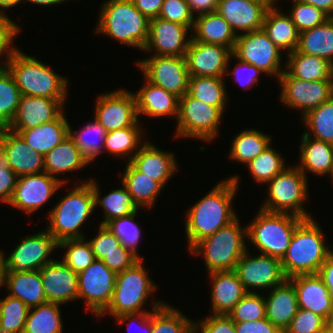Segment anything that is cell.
Instances as JSON below:
<instances>
[{
	"label": "cell",
	"instance_id": "cell-1",
	"mask_svg": "<svg viewBox=\"0 0 333 333\" xmlns=\"http://www.w3.org/2000/svg\"><path fill=\"white\" fill-rule=\"evenodd\" d=\"M238 178L239 175H233L221 180L205 196L187 209L184 225L188 250L238 216L232 207V201L239 189L238 185H240Z\"/></svg>",
	"mask_w": 333,
	"mask_h": 333
},
{
	"label": "cell",
	"instance_id": "cell-2",
	"mask_svg": "<svg viewBox=\"0 0 333 333\" xmlns=\"http://www.w3.org/2000/svg\"><path fill=\"white\" fill-rule=\"evenodd\" d=\"M315 219H303L296 227L281 259L287 279L297 275L317 274L324 261L332 254L325 242V234Z\"/></svg>",
	"mask_w": 333,
	"mask_h": 333
},
{
	"label": "cell",
	"instance_id": "cell-3",
	"mask_svg": "<svg viewBox=\"0 0 333 333\" xmlns=\"http://www.w3.org/2000/svg\"><path fill=\"white\" fill-rule=\"evenodd\" d=\"M21 95L67 99L68 79L52 67L17 49L5 64Z\"/></svg>",
	"mask_w": 333,
	"mask_h": 333
},
{
	"label": "cell",
	"instance_id": "cell-4",
	"mask_svg": "<svg viewBox=\"0 0 333 333\" xmlns=\"http://www.w3.org/2000/svg\"><path fill=\"white\" fill-rule=\"evenodd\" d=\"M100 8L94 32L143 51L148 41L150 19L131 0H106Z\"/></svg>",
	"mask_w": 333,
	"mask_h": 333
},
{
	"label": "cell",
	"instance_id": "cell-5",
	"mask_svg": "<svg viewBox=\"0 0 333 333\" xmlns=\"http://www.w3.org/2000/svg\"><path fill=\"white\" fill-rule=\"evenodd\" d=\"M89 180L79 181L75 188L68 191L65 197L46 215L49 225L45 229L59 243L69 239L86 238L80 231L81 226L94 212L95 198Z\"/></svg>",
	"mask_w": 333,
	"mask_h": 333
},
{
	"label": "cell",
	"instance_id": "cell-6",
	"mask_svg": "<svg viewBox=\"0 0 333 333\" xmlns=\"http://www.w3.org/2000/svg\"><path fill=\"white\" fill-rule=\"evenodd\" d=\"M237 216L232 222L217 230L198 243L189 251L193 255H200L208 273L215 271H232L237 262L248 250L245 238L247 239V228H242Z\"/></svg>",
	"mask_w": 333,
	"mask_h": 333
},
{
	"label": "cell",
	"instance_id": "cell-7",
	"mask_svg": "<svg viewBox=\"0 0 333 333\" xmlns=\"http://www.w3.org/2000/svg\"><path fill=\"white\" fill-rule=\"evenodd\" d=\"M302 220L297 215L268 212L260 208L252 221L246 224L247 239L261 254L282 259Z\"/></svg>",
	"mask_w": 333,
	"mask_h": 333
},
{
	"label": "cell",
	"instance_id": "cell-8",
	"mask_svg": "<svg viewBox=\"0 0 333 333\" xmlns=\"http://www.w3.org/2000/svg\"><path fill=\"white\" fill-rule=\"evenodd\" d=\"M143 260L139 259L131 267L117 273L111 302L102 316L109 313L115 318L122 314L151 312L142 308L157 286L148 276Z\"/></svg>",
	"mask_w": 333,
	"mask_h": 333
},
{
	"label": "cell",
	"instance_id": "cell-9",
	"mask_svg": "<svg viewBox=\"0 0 333 333\" xmlns=\"http://www.w3.org/2000/svg\"><path fill=\"white\" fill-rule=\"evenodd\" d=\"M267 196L261 209L268 212L289 213L303 219L312 216L305 210L308 200V180L297 166L286 167L266 183Z\"/></svg>",
	"mask_w": 333,
	"mask_h": 333
},
{
	"label": "cell",
	"instance_id": "cell-10",
	"mask_svg": "<svg viewBox=\"0 0 333 333\" xmlns=\"http://www.w3.org/2000/svg\"><path fill=\"white\" fill-rule=\"evenodd\" d=\"M223 113L216 107L192 97L188 92L179 99L174 137L213 141L218 136Z\"/></svg>",
	"mask_w": 333,
	"mask_h": 333
},
{
	"label": "cell",
	"instance_id": "cell-11",
	"mask_svg": "<svg viewBox=\"0 0 333 333\" xmlns=\"http://www.w3.org/2000/svg\"><path fill=\"white\" fill-rule=\"evenodd\" d=\"M281 52L261 29L239 34L232 50V57L254 65L264 74L278 79L285 70L281 67Z\"/></svg>",
	"mask_w": 333,
	"mask_h": 333
},
{
	"label": "cell",
	"instance_id": "cell-12",
	"mask_svg": "<svg viewBox=\"0 0 333 333\" xmlns=\"http://www.w3.org/2000/svg\"><path fill=\"white\" fill-rule=\"evenodd\" d=\"M277 81L281 86L279 100L283 106L299 110L301 117L333 97V79L305 81L284 70Z\"/></svg>",
	"mask_w": 333,
	"mask_h": 333
},
{
	"label": "cell",
	"instance_id": "cell-13",
	"mask_svg": "<svg viewBox=\"0 0 333 333\" xmlns=\"http://www.w3.org/2000/svg\"><path fill=\"white\" fill-rule=\"evenodd\" d=\"M116 277L117 273L97 259L78 273V300H84L86 310H90L96 317H101L110 304Z\"/></svg>",
	"mask_w": 333,
	"mask_h": 333
},
{
	"label": "cell",
	"instance_id": "cell-14",
	"mask_svg": "<svg viewBox=\"0 0 333 333\" xmlns=\"http://www.w3.org/2000/svg\"><path fill=\"white\" fill-rule=\"evenodd\" d=\"M144 78L179 99L188 92L189 73L185 56L151 55L136 62Z\"/></svg>",
	"mask_w": 333,
	"mask_h": 333
},
{
	"label": "cell",
	"instance_id": "cell-15",
	"mask_svg": "<svg viewBox=\"0 0 333 333\" xmlns=\"http://www.w3.org/2000/svg\"><path fill=\"white\" fill-rule=\"evenodd\" d=\"M14 250L5 257V271H35L42 269L48 263L54 261L51 253L58 249L56 239L44 228V230L20 238Z\"/></svg>",
	"mask_w": 333,
	"mask_h": 333
},
{
	"label": "cell",
	"instance_id": "cell-16",
	"mask_svg": "<svg viewBox=\"0 0 333 333\" xmlns=\"http://www.w3.org/2000/svg\"><path fill=\"white\" fill-rule=\"evenodd\" d=\"M95 102L93 119L99 122L107 133L126 127H141L134 92L122 88L113 90L98 96Z\"/></svg>",
	"mask_w": 333,
	"mask_h": 333
},
{
	"label": "cell",
	"instance_id": "cell-17",
	"mask_svg": "<svg viewBox=\"0 0 333 333\" xmlns=\"http://www.w3.org/2000/svg\"><path fill=\"white\" fill-rule=\"evenodd\" d=\"M251 256L248 249L234 269L247 292L271 290L287 279L282 270L281 259L266 254Z\"/></svg>",
	"mask_w": 333,
	"mask_h": 333
},
{
	"label": "cell",
	"instance_id": "cell-18",
	"mask_svg": "<svg viewBox=\"0 0 333 333\" xmlns=\"http://www.w3.org/2000/svg\"><path fill=\"white\" fill-rule=\"evenodd\" d=\"M64 184L47 172L19 176L8 205L27 214L38 211Z\"/></svg>",
	"mask_w": 333,
	"mask_h": 333
},
{
	"label": "cell",
	"instance_id": "cell-19",
	"mask_svg": "<svg viewBox=\"0 0 333 333\" xmlns=\"http://www.w3.org/2000/svg\"><path fill=\"white\" fill-rule=\"evenodd\" d=\"M189 27L159 17L149 20V36L143 51L152 55L185 56L191 42ZM190 34V37L186 38ZM154 50V51H153Z\"/></svg>",
	"mask_w": 333,
	"mask_h": 333
},
{
	"label": "cell",
	"instance_id": "cell-20",
	"mask_svg": "<svg viewBox=\"0 0 333 333\" xmlns=\"http://www.w3.org/2000/svg\"><path fill=\"white\" fill-rule=\"evenodd\" d=\"M277 0H219L217 12L229 23L235 34L263 28L265 15ZM239 30V31H238Z\"/></svg>",
	"mask_w": 333,
	"mask_h": 333
},
{
	"label": "cell",
	"instance_id": "cell-21",
	"mask_svg": "<svg viewBox=\"0 0 333 333\" xmlns=\"http://www.w3.org/2000/svg\"><path fill=\"white\" fill-rule=\"evenodd\" d=\"M232 51L218 44H207L191 39L185 53L189 76L224 77L230 65Z\"/></svg>",
	"mask_w": 333,
	"mask_h": 333
},
{
	"label": "cell",
	"instance_id": "cell-22",
	"mask_svg": "<svg viewBox=\"0 0 333 333\" xmlns=\"http://www.w3.org/2000/svg\"><path fill=\"white\" fill-rule=\"evenodd\" d=\"M66 101L21 95L15 117L6 128L18 133L51 122L64 111Z\"/></svg>",
	"mask_w": 333,
	"mask_h": 333
},
{
	"label": "cell",
	"instance_id": "cell-23",
	"mask_svg": "<svg viewBox=\"0 0 333 333\" xmlns=\"http://www.w3.org/2000/svg\"><path fill=\"white\" fill-rule=\"evenodd\" d=\"M47 302L65 304L78 300V273L62 260H54L40 269Z\"/></svg>",
	"mask_w": 333,
	"mask_h": 333
},
{
	"label": "cell",
	"instance_id": "cell-24",
	"mask_svg": "<svg viewBox=\"0 0 333 333\" xmlns=\"http://www.w3.org/2000/svg\"><path fill=\"white\" fill-rule=\"evenodd\" d=\"M0 144L6 150L10 168L18 177L45 172L44 156L29 147L18 133L0 128Z\"/></svg>",
	"mask_w": 333,
	"mask_h": 333
},
{
	"label": "cell",
	"instance_id": "cell-25",
	"mask_svg": "<svg viewBox=\"0 0 333 333\" xmlns=\"http://www.w3.org/2000/svg\"><path fill=\"white\" fill-rule=\"evenodd\" d=\"M137 171L157 181L163 187L178 172L177 160L172 152H165L145 141L129 162ZM177 171V172H176Z\"/></svg>",
	"mask_w": 333,
	"mask_h": 333
},
{
	"label": "cell",
	"instance_id": "cell-26",
	"mask_svg": "<svg viewBox=\"0 0 333 333\" xmlns=\"http://www.w3.org/2000/svg\"><path fill=\"white\" fill-rule=\"evenodd\" d=\"M289 280L295 287L299 308L312 311L326 321L333 315V301L317 274L297 275Z\"/></svg>",
	"mask_w": 333,
	"mask_h": 333
},
{
	"label": "cell",
	"instance_id": "cell-27",
	"mask_svg": "<svg viewBox=\"0 0 333 333\" xmlns=\"http://www.w3.org/2000/svg\"><path fill=\"white\" fill-rule=\"evenodd\" d=\"M211 308L214 315H227L247 293L234 270L209 273Z\"/></svg>",
	"mask_w": 333,
	"mask_h": 333
},
{
	"label": "cell",
	"instance_id": "cell-28",
	"mask_svg": "<svg viewBox=\"0 0 333 333\" xmlns=\"http://www.w3.org/2000/svg\"><path fill=\"white\" fill-rule=\"evenodd\" d=\"M134 95L138 118L140 115L155 119L171 116L177 120L179 98L174 94L152 84L145 78L144 85Z\"/></svg>",
	"mask_w": 333,
	"mask_h": 333
},
{
	"label": "cell",
	"instance_id": "cell-29",
	"mask_svg": "<svg viewBox=\"0 0 333 333\" xmlns=\"http://www.w3.org/2000/svg\"><path fill=\"white\" fill-rule=\"evenodd\" d=\"M264 300L266 318L284 332L299 309L293 283L286 279L269 290L268 297L264 296Z\"/></svg>",
	"mask_w": 333,
	"mask_h": 333
},
{
	"label": "cell",
	"instance_id": "cell-30",
	"mask_svg": "<svg viewBox=\"0 0 333 333\" xmlns=\"http://www.w3.org/2000/svg\"><path fill=\"white\" fill-rule=\"evenodd\" d=\"M191 31L192 40L222 45L231 51L237 39L234 30L217 11L195 17Z\"/></svg>",
	"mask_w": 333,
	"mask_h": 333
},
{
	"label": "cell",
	"instance_id": "cell-31",
	"mask_svg": "<svg viewBox=\"0 0 333 333\" xmlns=\"http://www.w3.org/2000/svg\"><path fill=\"white\" fill-rule=\"evenodd\" d=\"M4 286L9 296L20 299L28 308L47 303L40 270L5 271Z\"/></svg>",
	"mask_w": 333,
	"mask_h": 333
},
{
	"label": "cell",
	"instance_id": "cell-32",
	"mask_svg": "<svg viewBox=\"0 0 333 333\" xmlns=\"http://www.w3.org/2000/svg\"><path fill=\"white\" fill-rule=\"evenodd\" d=\"M299 164L296 166L307 177L311 172L315 176H327L333 161V144L323 142L302 134L300 140Z\"/></svg>",
	"mask_w": 333,
	"mask_h": 333
},
{
	"label": "cell",
	"instance_id": "cell-33",
	"mask_svg": "<svg viewBox=\"0 0 333 333\" xmlns=\"http://www.w3.org/2000/svg\"><path fill=\"white\" fill-rule=\"evenodd\" d=\"M62 112L55 120L21 130L18 134L36 152L45 156L69 136V122Z\"/></svg>",
	"mask_w": 333,
	"mask_h": 333
},
{
	"label": "cell",
	"instance_id": "cell-34",
	"mask_svg": "<svg viewBox=\"0 0 333 333\" xmlns=\"http://www.w3.org/2000/svg\"><path fill=\"white\" fill-rule=\"evenodd\" d=\"M89 165L88 161L82 156L80 149L74 140L68 136L60 144L55 146L44 156V168L50 176L59 179L64 185L67 180L58 178L56 175L81 170Z\"/></svg>",
	"mask_w": 333,
	"mask_h": 333
},
{
	"label": "cell",
	"instance_id": "cell-35",
	"mask_svg": "<svg viewBox=\"0 0 333 333\" xmlns=\"http://www.w3.org/2000/svg\"><path fill=\"white\" fill-rule=\"evenodd\" d=\"M275 4L268 9L262 29L281 51L290 54L298 47L300 32L290 16L281 12Z\"/></svg>",
	"mask_w": 333,
	"mask_h": 333
},
{
	"label": "cell",
	"instance_id": "cell-36",
	"mask_svg": "<svg viewBox=\"0 0 333 333\" xmlns=\"http://www.w3.org/2000/svg\"><path fill=\"white\" fill-rule=\"evenodd\" d=\"M285 70L297 79L316 81L333 79V64L318 56L299 52L297 49L287 55Z\"/></svg>",
	"mask_w": 333,
	"mask_h": 333
},
{
	"label": "cell",
	"instance_id": "cell-37",
	"mask_svg": "<svg viewBox=\"0 0 333 333\" xmlns=\"http://www.w3.org/2000/svg\"><path fill=\"white\" fill-rule=\"evenodd\" d=\"M120 181L126 186L134 203L140 209H150L156 203L158 195L164 188L160 183L137 171L127 162Z\"/></svg>",
	"mask_w": 333,
	"mask_h": 333
},
{
	"label": "cell",
	"instance_id": "cell-38",
	"mask_svg": "<svg viewBox=\"0 0 333 333\" xmlns=\"http://www.w3.org/2000/svg\"><path fill=\"white\" fill-rule=\"evenodd\" d=\"M94 193L95 207L98 205L103 208L104 220L101 225H106L110 220L129 215L140 210L134 203L132 196L129 194L126 186L121 182L122 188L114 189L110 193L101 197L99 184L94 179L88 181Z\"/></svg>",
	"mask_w": 333,
	"mask_h": 333
},
{
	"label": "cell",
	"instance_id": "cell-39",
	"mask_svg": "<svg viewBox=\"0 0 333 333\" xmlns=\"http://www.w3.org/2000/svg\"><path fill=\"white\" fill-rule=\"evenodd\" d=\"M272 136L260 130L244 129L234 136L228 158L247 166L271 145Z\"/></svg>",
	"mask_w": 333,
	"mask_h": 333
},
{
	"label": "cell",
	"instance_id": "cell-40",
	"mask_svg": "<svg viewBox=\"0 0 333 333\" xmlns=\"http://www.w3.org/2000/svg\"><path fill=\"white\" fill-rule=\"evenodd\" d=\"M152 333H193L194 321L169 303L151 301Z\"/></svg>",
	"mask_w": 333,
	"mask_h": 333
},
{
	"label": "cell",
	"instance_id": "cell-41",
	"mask_svg": "<svg viewBox=\"0 0 333 333\" xmlns=\"http://www.w3.org/2000/svg\"><path fill=\"white\" fill-rule=\"evenodd\" d=\"M297 50L333 64V17L324 24L301 32Z\"/></svg>",
	"mask_w": 333,
	"mask_h": 333
},
{
	"label": "cell",
	"instance_id": "cell-42",
	"mask_svg": "<svg viewBox=\"0 0 333 333\" xmlns=\"http://www.w3.org/2000/svg\"><path fill=\"white\" fill-rule=\"evenodd\" d=\"M224 82V77L189 76L188 93L224 113L229 101Z\"/></svg>",
	"mask_w": 333,
	"mask_h": 333
},
{
	"label": "cell",
	"instance_id": "cell-43",
	"mask_svg": "<svg viewBox=\"0 0 333 333\" xmlns=\"http://www.w3.org/2000/svg\"><path fill=\"white\" fill-rule=\"evenodd\" d=\"M58 303L47 302L29 308L23 333H63V320Z\"/></svg>",
	"mask_w": 333,
	"mask_h": 333
},
{
	"label": "cell",
	"instance_id": "cell-44",
	"mask_svg": "<svg viewBox=\"0 0 333 333\" xmlns=\"http://www.w3.org/2000/svg\"><path fill=\"white\" fill-rule=\"evenodd\" d=\"M141 130H143L142 127H126L108 132L105 137L103 151L115 157L125 158L129 163L140 150L142 144L145 143V138H142L144 131ZM142 140L144 141L142 142Z\"/></svg>",
	"mask_w": 333,
	"mask_h": 333
},
{
	"label": "cell",
	"instance_id": "cell-45",
	"mask_svg": "<svg viewBox=\"0 0 333 333\" xmlns=\"http://www.w3.org/2000/svg\"><path fill=\"white\" fill-rule=\"evenodd\" d=\"M301 120L308 129L304 132L307 136L333 144V97L310 110Z\"/></svg>",
	"mask_w": 333,
	"mask_h": 333
},
{
	"label": "cell",
	"instance_id": "cell-46",
	"mask_svg": "<svg viewBox=\"0 0 333 333\" xmlns=\"http://www.w3.org/2000/svg\"><path fill=\"white\" fill-rule=\"evenodd\" d=\"M106 134L104 127L95 119L79 131H73L69 126V136L88 163H92L103 152Z\"/></svg>",
	"mask_w": 333,
	"mask_h": 333
},
{
	"label": "cell",
	"instance_id": "cell-47",
	"mask_svg": "<svg viewBox=\"0 0 333 333\" xmlns=\"http://www.w3.org/2000/svg\"><path fill=\"white\" fill-rule=\"evenodd\" d=\"M285 161L282 154L271 148L270 145L268 149L247 165V169H249L252 179L263 185L281 173L286 167H289Z\"/></svg>",
	"mask_w": 333,
	"mask_h": 333
},
{
	"label": "cell",
	"instance_id": "cell-48",
	"mask_svg": "<svg viewBox=\"0 0 333 333\" xmlns=\"http://www.w3.org/2000/svg\"><path fill=\"white\" fill-rule=\"evenodd\" d=\"M21 97L17 84L6 67H0V128L14 119Z\"/></svg>",
	"mask_w": 333,
	"mask_h": 333
},
{
	"label": "cell",
	"instance_id": "cell-49",
	"mask_svg": "<svg viewBox=\"0 0 333 333\" xmlns=\"http://www.w3.org/2000/svg\"><path fill=\"white\" fill-rule=\"evenodd\" d=\"M29 308L18 298L0 299V333H23Z\"/></svg>",
	"mask_w": 333,
	"mask_h": 333
},
{
	"label": "cell",
	"instance_id": "cell-50",
	"mask_svg": "<svg viewBox=\"0 0 333 333\" xmlns=\"http://www.w3.org/2000/svg\"><path fill=\"white\" fill-rule=\"evenodd\" d=\"M85 239H69L58 243V248L67 250L62 261L76 273L83 271L95 261L91 244Z\"/></svg>",
	"mask_w": 333,
	"mask_h": 333
},
{
	"label": "cell",
	"instance_id": "cell-51",
	"mask_svg": "<svg viewBox=\"0 0 333 333\" xmlns=\"http://www.w3.org/2000/svg\"><path fill=\"white\" fill-rule=\"evenodd\" d=\"M138 211H135L129 215L110 220L105 226L120 240L121 245L130 250L139 259H143L139 255L138 244L141 239V229L135 223L134 219Z\"/></svg>",
	"mask_w": 333,
	"mask_h": 333
},
{
	"label": "cell",
	"instance_id": "cell-52",
	"mask_svg": "<svg viewBox=\"0 0 333 333\" xmlns=\"http://www.w3.org/2000/svg\"><path fill=\"white\" fill-rule=\"evenodd\" d=\"M227 316L234 322L255 321L266 318L263 294L247 292Z\"/></svg>",
	"mask_w": 333,
	"mask_h": 333
},
{
	"label": "cell",
	"instance_id": "cell-53",
	"mask_svg": "<svg viewBox=\"0 0 333 333\" xmlns=\"http://www.w3.org/2000/svg\"><path fill=\"white\" fill-rule=\"evenodd\" d=\"M293 7L288 15L301 33L305 30L324 24L331 17L314 5L292 0Z\"/></svg>",
	"mask_w": 333,
	"mask_h": 333
},
{
	"label": "cell",
	"instance_id": "cell-54",
	"mask_svg": "<svg viewBox=\"0 0 333 333\" xmlns=\"http://www.w3.org/2000/svg\"><path fill=\"white\" fill-rule=\"evenodd\" d=\"M326 320L312 311L299 308L283 333H321Z\"/></svg>",
	"mask_w": 333,
	"mask_h": 333
},
{
	"label": "cell",
	"instance_id": "cell-55",
	"mask_svg": "<svg viewBox=\"0 0 333 333\" xmlns=\"http://www.w3.org/2000/svg\"><path fill=\"white\" fill-rule=\"evenodd\" d=\"M21 27L19 24L11 20L8 15L0 12V67H5L7 61L11 58L13 53L18 49L13 45V40L19 34ZM5 57V61L3 59ZM6 55V56H5Z\"/></svg>",
	"mask_w": 333,
	"mask_h": 333
},
{
	"label": "cell",
	"instance_id": "cell-56",
	"mask_svg": "<svg viewBox=\"0 0 333 333\" xmlns=\"http://www.w3.org/2000/svg\"><path fill=\"white\" fill-rule=\"evenodd\" d=\"M159 18L193 28L195 16L190 12L187 0H164Z\"/></svg>",
	"mask_w": 333,
	"mask_h": 333
},
{
	"label": "cell",
	"instance_id": "cell-57",
	"mask_svg": "<svg viewBox=\"0 0 333 333\" xmlns=\"http://www.w3.org/2000/svg\"><path fill=\"white\" fill-rule=\"evenodd\" d=\"M88 241L97 260H103L113 252H121L120 240L105 225L100 224L98 233Z\"/></svg>",
	"mask_w": 333,
	"mask_h": 333
},
{
	"label": "cell",
	"instance_id": "cell-58",
	"mask_svg": "<svg viewBox=\"0 0 333 333\" xmlns=\"http://www.w3.org/2000/svg\"><path fill=\"white\" fill-rule=\"evenodd\" d=\"M18 176L10 168L6 150L0 144V201L9 204L16 187Z\"/></svg>",
	"mask_w": 333,
	"mask_h": 333
},
{
	"label": "cell",
	"instance_id": "cell-59",
	"mask_svg": "<svg viewBox=\"0 0 333 333\" xmlns=\"http://www.w3.org/2000/svg\"><path fill=\"white\" fill-rule=\"evenodd\" d=\"M193 333H236L234 321L227 315L210 314L194 321Z\"/></svg>",
	"mask_w": 333,
	"mask_h": 333
},
{
	"label": "cell",
	"instance_id": "cell-60",
	"mask_svg": "<svg viewBox=\"0 0 333 333\" xmlns=\"http://www.w3.org/2000/svg\"><path fill=\"white\" fill-rule=\"evenodd\" d=\"M237 60V64L233 70H226L227 76L232 74L234 76L235 82H237L242 88L249 90L252 86H258L259 83V75L264 74L254 65H251L246 62H242L239 59Z\"/></svg>",
	"mask_w": 333,
	"mask_h": 333
},
{
	"label": "cell",
	"instance_id": "cell-61",
	"mask_svg": "<svg viewBox=\"0 0 333 333\" xmlns=\"http://www.w3.org/2000/svg\"><path fill=\"white\" fill-rule=\"evenodd\" d=\"M138 260L139 258L135 254L121 245V252H113L102 261L110 270L119 273L131 267Z\"/></svg>",
	"mask_w": 333,
	"mask_h": 333
},
{
	"label": "cell",
	"instance_id": "cell-62",
	"mask_svg": "<svg viewBox=\"0 0 333 333\" xmlns=\"http://www.w3.org/2000/svg\"><path fill=\"white\" fill-rule=\"evenodd\" d=\"M236 333H283L267 318L255 321L234 322Z\"/></svg>",
	"mask_w": 333,
	"mask_h": 333
},
{
	"label": "cell",
	"instance_id": "cell-63",
	"mask_svg": "<svg viewBox=\"0 0 333 333\" xmlns=\"http://www.w3.org/2000/svg\"><path fill=\"white\" fill-rule=\"evenodd\" d=\"M115 320L118 321L119 324H123L128 321V326L127 330L132 329V325L137 324L139 326L140 330L143 333H152V312H140V313H130V314H122L119 315L118 317L114 318ZM135 321V322H134ZM135 326V325H134ZM136 326V327H138Z\"/></svg>",
	"mask_w": 333,
	"mask_h": 333
},
{
	"label": "cell",
	"instance_id": "cell-64",
	"mask_svg": "<svg viewBox=\"0 0 333 333\" xmlns=\"http://www.w3.org/2000/svg\"><path fill=\"white\" fill-rule=\"evenodd\" d=\"M134 6L148 19L157 18L164 0H131Z\"/></svg>",
	"mask_w": 333,
	"mask_h": 333
},
{
	"label": "cell",
	"instance_id": "cell-65",
	"mask_svg": "<svg viewBox=\"0 0 333 333\" xmlns=\"http://www.w3.org/2000/svg\"><path fill=\"white\" fill-rule=\"evenodd\" d=\"M317 275L322 279L323 283L327 286L328 292L333 301V252L321 265Z\"/></svg>",
	"mask_w": 333,
	"mask_h": 333
},
{
	"label": "cell",
	"instance_id": "cell-66",
	"mask_svg": "<svg viewBox=\"0 0 333 333\" xmlns=\"http://www.w3.org/2000/svg\"><path fill=\"white\" fill-rule=\"evenodd\" d=\"M190 12L194 16L211 13L217 10L219 0H187Z\"/></svg>",
	"mask_w": 333,
	"mask_h": 333
},
{
	"label": "cell",
	"instance_id": "cell-67",
	"mask_svg": "<svg viewBox=\"0 0 333 333\" xmlns=\"http://www.w3.org/2000/svg\"><path fill=\"white\" fill-rule=\"evenodd\" d=\"M296 1L314 5L315 7L323 10L330 17H333V0H296Z\"/></svg>",
	"mask_w": 333,
	"mask_h": 333
},
{
	"label": "cell",
	"instance_id": "cell-68",
	"mask_svg": "<svg viewBox=\"0 0 333 333\" xmlns=\"http://www.w3.org/2000/svg\"><path fill=\"white\" fill-rule=\"evenodd\" d=\"M21 3H23V0H0V12L6 14L5 11L7 9L9 10Z\"/></svg>",
	"mask_w": 333,
	"mask_h": 333
},
{
	"label": "cell",
	"instance_id": "cell-69",
	"mask_svg": "<svg viewBox=\"0 0 333 333\" xmlns=\"http://www.w3.org/2000/svg\"><path fill=\"white\" fill-rule=\"evenodd\" d=\"M23 1L30 2L35 5H40V6H51V5H56V4L58 5V4L67 2L69 0H23Z\"/></svg>",
	"mask_w": 333,
	"mask_h": 333
},
{
	"label": "cell",
	"instance_id": "cell-70",
	"mask_svg": "<svg viewBox=\"0 0 333 333\" xmlns=\"http://www.w3.org/2000/svg\"><path fill=\"white\" fill-rule=\"evenodd\" d=\"M5 281V265L3 250H0V287L4 286Z\"/></svg>",
	"mask_w": 333,
	"mask_h": 333
},
{
	"label": "cell",
	"instance_id": "cell-71",
	"mask_svg": "<svg viewBox=\"0 0 333 333\" xmlns=\"http://www.w3.org/2000/svg\"><path fill=\"white\" fill-rule=\"evenodd\" d=\"M326 329L333 333V315L326 321Z\"/></svg>",
	"mask_w": 333,
	"mask_h": 333
},
{
	"label": "cell",
	"instance_id": "cell-72",
	"mask_svg": "<svg viewBox=\"0 0 333 333\" xmlns=\"http://www.w3.org/2000/svg\"><path fill=\"white\" fill-rule=\"evenodd\" d=\"M329 176L331 177V181H333V161H332V165H331V168H330V171H329ZM333 183V182H332Z\"/></svg>",
	"mask_w": 333,
	"mask_h": 333
},
{
	"label": "cell",
	"instance_id": "cell-73",
	"mask_svg": "<svg viewBox=\"0 0 333 333\" xmlns=\"http://www.w3.org/2000/svg\"><path fill=\"white\" fill-rule=\"evenodd\" d=\"M321 333H331V332L325 328Z\"/></svg>",
	"mask_w": 333,
	"mask_h": 333
}]
</instances>
